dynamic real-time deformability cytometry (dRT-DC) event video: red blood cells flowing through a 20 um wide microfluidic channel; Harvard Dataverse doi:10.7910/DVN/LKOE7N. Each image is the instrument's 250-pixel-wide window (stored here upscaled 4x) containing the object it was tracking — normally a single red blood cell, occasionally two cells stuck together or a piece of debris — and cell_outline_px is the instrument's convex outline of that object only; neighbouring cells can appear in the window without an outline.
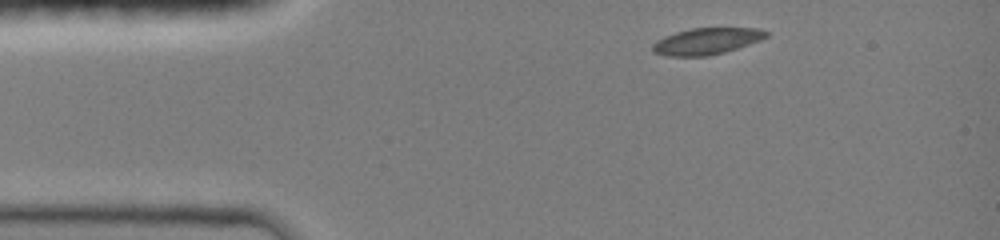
{"species": "common noctule bat (a hibernating species)", "species_latin": "Nyctalus noctula", "temperature_condition": "room temperature", "stored_images_in_passage": 13, "camera_frame_rate_fps": 3000, "um_per_image_px": 0.085, "animal": {"sex": "female", "body_mass_g": 19.0, "forearm_length_mm": 51.5}, "frame": {"image": 1, "passage_image": 1, "time_ms": 0.0, "image_size_px": [1000, 240], "cell_outline_px": [[768, 36], [760, 40], [724, 52], [708, 56], [664, 56], [652, 52], [652, 44], [656, 40], [664, 36], [676, 32], [692, 28], [760, 28], [768, 32]], "centroid_in_image_um": [60.02, 3.5], "position_along_channel_um": 25.0, "area_um2": 17.57}}
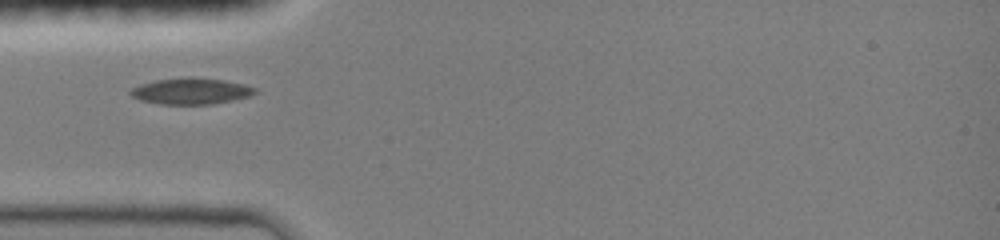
{"frame": {"image": 2, "passage_image": 8, "time_ms": 2.333, "image_size_px": [1000, 240], "cell_outline_px": [[256, 92], [248, 96], [232, 100], [212, 104], [160, 104], [140, 100], [132, 96], [128, 92], [132, 88], [140, 84], [156, 80], [180, 76], [192, 76], [224, 80], [244, 84], [256, 88]], "centroid_in_image_um": [16.2, 7.72], "position_along_channel_um": 68.8, "area_um2": 19.19}}
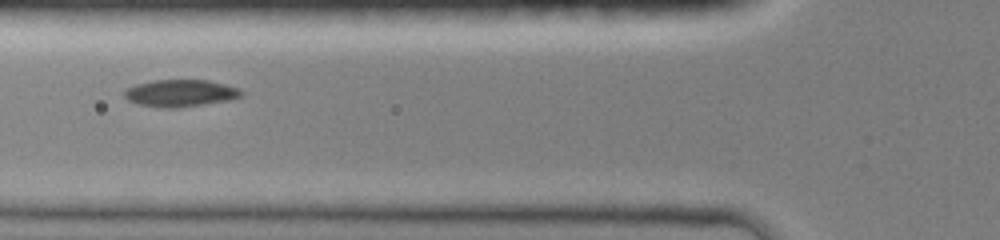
{"frame": {"image": 3, "passage_image": 12, "time_ms": 3.333, "image_size_px": [1000, 240], "cell_outline_px": [[244, 92], [240, 96], [228, 100], [204, 104], [176, 108], [164, 108], [140, 104], [128, 100], [124, 96], [124, 88], [136, 84], [152, 80], [208, 80], [240, 88]], "centroid_in_image_um": [15.31, 7.91], "position_along_channel_um": 110.5, "area_um2": 18.44}}